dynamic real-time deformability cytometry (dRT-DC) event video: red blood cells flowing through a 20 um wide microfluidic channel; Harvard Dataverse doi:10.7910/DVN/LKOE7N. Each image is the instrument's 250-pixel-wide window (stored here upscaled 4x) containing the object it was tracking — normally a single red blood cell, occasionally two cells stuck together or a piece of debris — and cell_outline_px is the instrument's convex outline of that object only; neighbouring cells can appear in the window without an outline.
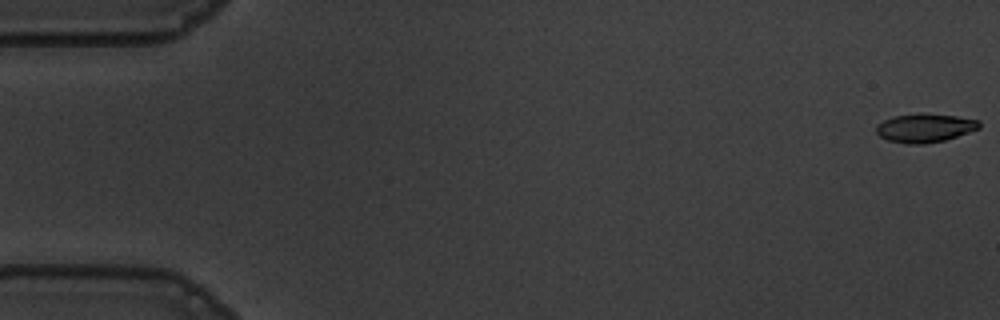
{"species": "common noctule bat (a hibernating species)", "species_latin": "Nyctalus noctula", "temperature_condition": "warm", "stored_images_in_passage": 56, "camera_frame_rate_fps": 3000, "um_per_image_px": 0.085, "animal": {"sex": "male", "body_mass_g": 19.5, "forearm_length_mm": 54.6}, "frame": {"image": 1, "passage_image": 1, "time_ms": 0.0, "image_size_px": [1000, 320], "cell_outline_px": [[980, 128], [944, 140], [924, 144], [908, 144], [888, 140], [880, 136], [876, 132], [876, 124], [892, 116], [956, 116], [980, 120]], "centroid_in_image_um": [78.6, 10.92], "position_along_channel_um": 6.4, "area_um2": 16.42}}
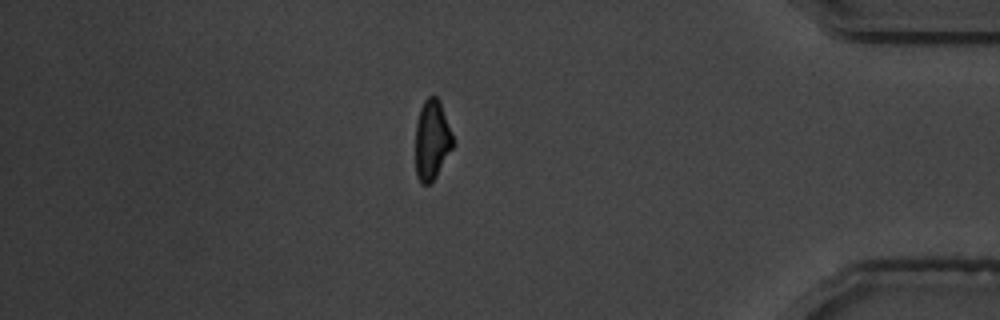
{"frame": {"image": 2, "passage_image": 48, "time_ms": 15.667, "image_size_px": [1000, 320], "cell_outline_px": [[456, 144], [436, 176], [428, 184], [420, 184], [416, 176], [416, 124], [420, 108], [424, 100], [428, 96], [436, 96], [440, 100]], "centroid_in_image_um": [36.73, 11.89], "position_along_channel_um": 398.5, "area_um2": 17.69}}
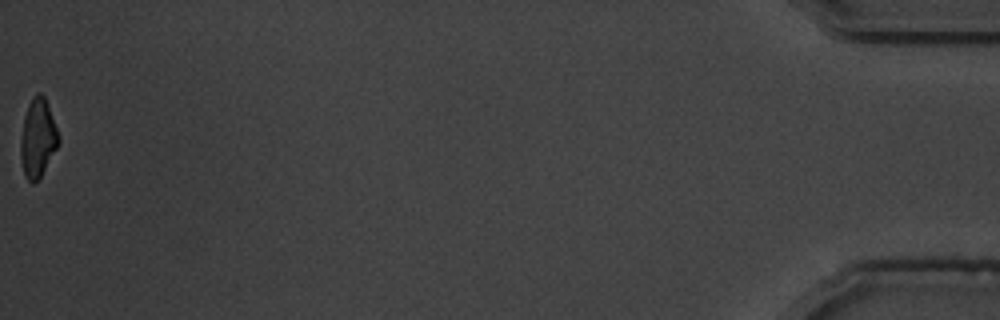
{"frame": {"image": 3, "passage_image": 56, "time_ms": 18.333, "image_size_px": [1000, 320], "cell_outline_px": [[60, 140], [56, 148], [40, 176], [32, 184], [24, 176], [20, 156], [20, 140], [24, 116], [28, 104], [32, 96], [36, 92], [40, 92], [44, 96], [56, 128]], "centroid_in_image_um": [3.17, 11.72], "position_along_channel_um": 432.0, "area_um2": 17.05}, "authors_computed_cell_mechanics": {"area_um2": 18.2648, "velocity_mm_per_s": 3.6676, "shape_relaxation_time_tau1_ms": 3.1356, "shape_relaxation_time_tau2_ms": 2.2878, "deformation_change_tau1": 0.1466, "deformation_change_tau2": 0.0884}}